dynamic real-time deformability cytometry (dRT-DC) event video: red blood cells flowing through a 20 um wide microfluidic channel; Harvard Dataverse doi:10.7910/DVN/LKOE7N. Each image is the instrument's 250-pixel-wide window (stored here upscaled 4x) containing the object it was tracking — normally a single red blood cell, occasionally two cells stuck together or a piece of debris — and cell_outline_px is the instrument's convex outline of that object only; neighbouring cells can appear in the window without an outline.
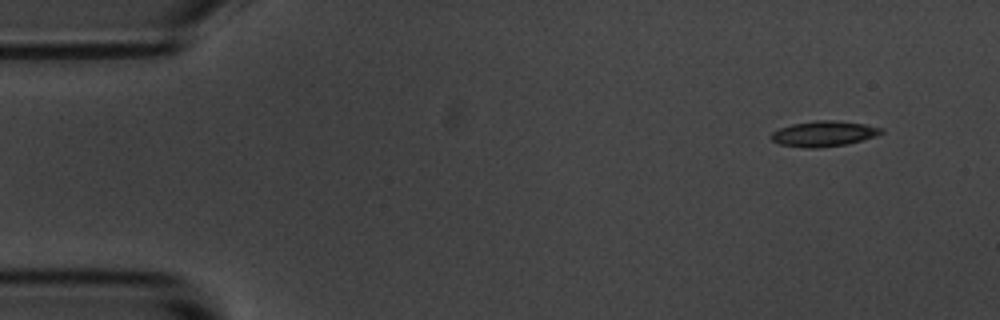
{"species": "common noctule bat (a hibernating species)", "species_latin": "Nyctalus noctula", "temperature_condition": "room temperature", "stored_images_in_passage": 4, "camera_frame_rate_fps": 3000, "um_per_image_px": 0.085, "animal": {"sex": "male", "body_mass_g": 20.1, "forearm_length_mm": 53.5}, "frame": {"image": 1, "passage_image": 1, "time_ms": 0.0, "image_size_px": [1000, 320], "cell_outline_px": [[884, 132], [876, 136], [844, 144], [816, 148], [808, 148], [780, 144], [772, 140], [768, 136], [772, 132], [780, 128], [792, 124], [816, 120], [836, 120], [864, 124], [884, 128]], "centroid_in_image_um": [70.01, 11.35], "position_along_channel_um": 15.0, "area_um2": 16.24}}
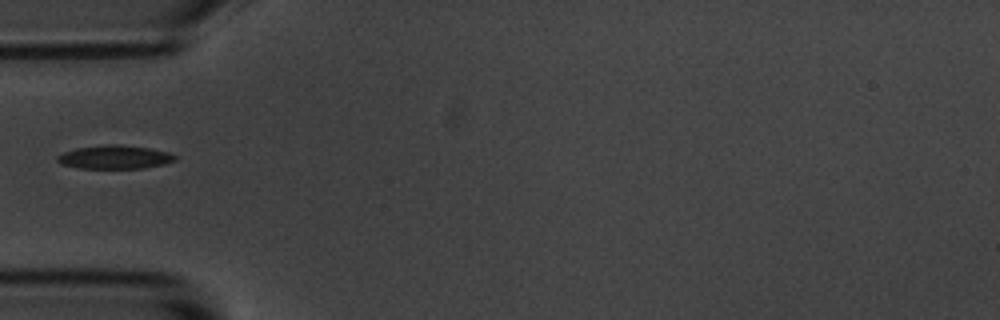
{"frame": {"image": 2, "passage_image": 4, "time_ms": 4.333, "image_size_px": [1000, 320], "cell_outline_px": [[176, 160], [164, 164], [144, 168], [80, 168], [60, 164], [56, 160], [56, 156], [64, 152], [76, 148], [104, 144], [120, 144], [148, 148], [168, 152], [176, 156]], "centroid_in_image_um": [9.72, 13.35], "position_along_channel_um": 75.3, "area_um2": 16.18}}